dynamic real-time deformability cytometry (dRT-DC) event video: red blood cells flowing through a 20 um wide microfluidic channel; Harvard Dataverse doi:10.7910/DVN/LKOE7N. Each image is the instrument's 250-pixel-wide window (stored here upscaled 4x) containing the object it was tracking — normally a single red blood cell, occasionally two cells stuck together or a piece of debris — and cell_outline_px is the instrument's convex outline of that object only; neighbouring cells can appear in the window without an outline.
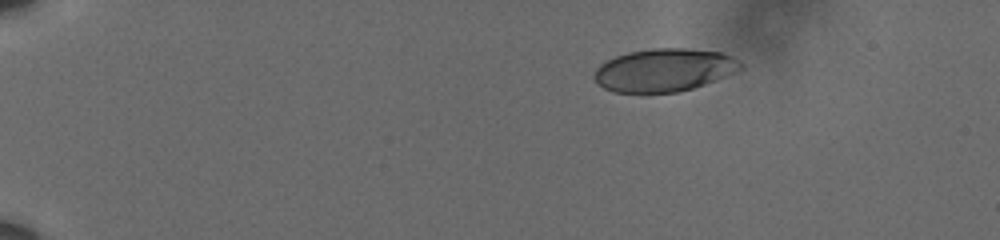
{"species": "human", "species_latin": "Homo sapiens", "temperature_condition": "cold", "stored_images_in_passage": 8, "camera_frame_rate_fps": 3000, "um_per_image_px": 0.085, "donor": {"sex": "male"}, "frame": {"image": 1, "passage_image": 1, "time_ms": 0.0, "image_size_px": [1000, 240], "cell_outline_px": [[744, 68], [704, 84], [692, 88], [676, 92], [612, 92], [596, 84], [592, 76], [596, 68], [600, 64], [616, 56], [628, 52], [652, 48], [684, 48], [720, 52], [732, 56], [740, 60], [744, 64]], "centroid_in_image_um": [56.43, 5.95], "position_along_channel_um": 28.6, "area_um2": 36.65}}
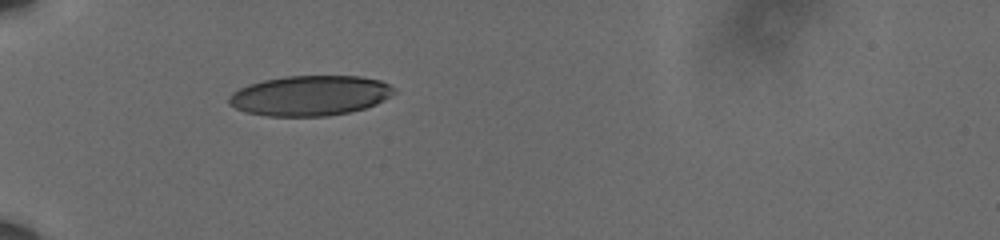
{"frame": {"image": 2, "passage_image": 6, "time_ms": 1.667, "image_size_px": [1000, 240], "cell_outline_px": [[396, 92], [384, 100], [376, 104], [364, 108], [348, 112], [328, 116], [268, 116], [244, 112], [228, 104], [228, 96], [232, 92], [248, 84], [264, 80], [284, 76], [360, 76], [380, 80], [396, 88]], "centroid_in_image_um": [26.34, 8.12], "position_along_channel_um": 58.7, "area_um2": 38.78}}